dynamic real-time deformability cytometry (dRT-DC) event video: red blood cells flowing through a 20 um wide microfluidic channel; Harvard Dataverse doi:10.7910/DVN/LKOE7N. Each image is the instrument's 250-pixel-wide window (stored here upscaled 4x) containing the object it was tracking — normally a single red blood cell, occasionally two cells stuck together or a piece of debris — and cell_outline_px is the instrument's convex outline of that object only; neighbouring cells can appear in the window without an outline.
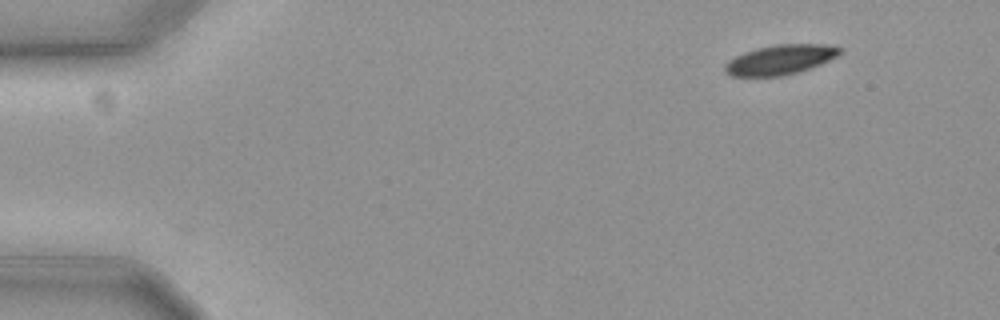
{"species": "common noctule bat (a hibernating species)", "species_latin": "Nyctalus noctula", "temperature_condition": "cold", "stored_images_in_passage": 53, "camera_frame_rate_fps": 3000, "um_per_image_px": 0.085, "animal": {"sex": "female", "body_mass_g": 19.3, "forearm_length_mm": 54.1}, "frame": {"image": 1, "passage_image": 1, "time_ms": 0.0, "image_size_px": [1000, 320], "cell_outline_px": [[844, 48], [836, 56], [812, 68], [800, 72], [784, 76], [732, 76], [724, 72], [724, 64], [736, 56], [744, 52], [756, 48], [776, 44], [824, 44]], "centroid_in_image_um": [66.31, 5.08], "position_along_channel_um": 18.7, "area_um2": 20.0}}
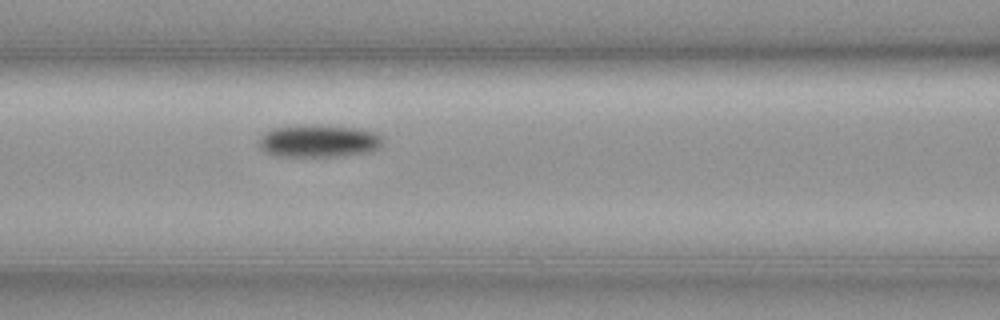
{"frame": {"image": 2, "passage_image": 20, "time_ms": 6.333, "image_size_px": [1000, 320], "cell_outline_px": [[384, 140], [380, 148], [368, 152], [344, 156], [276, 156], [264, 152], [256, 144], [256, 140], [264, 132], [272, 128], [312, 124], [316, 124], [360, 128], [372, 132], [380, 136]], "centroid_in_image_um": [27.04, 11.98], "position_along_channel_um": 139.6, "area_um2": 23.99}}
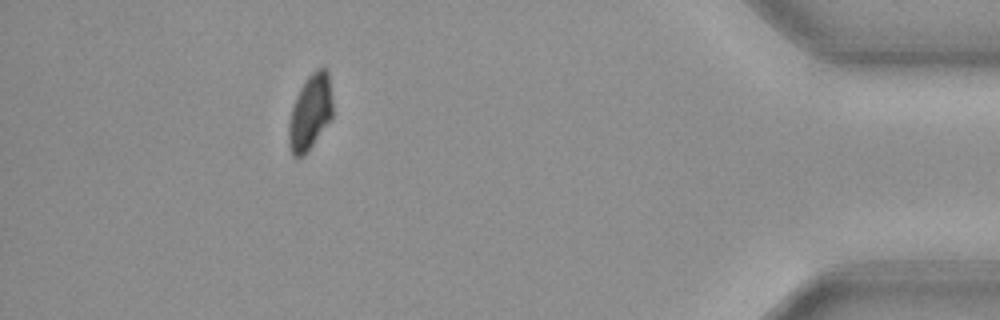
{"frame": {"image": 3, "passage_image": 47, "time_ms": 15.333, "image_size_px": [1000, 320], "cell_outline_px": [[332, 116], [304, 156], [292, 156], [288, 144], [288, 124], [292, 108], [296, 96], [300, 88], [308, 76], [316, 68], [324, 68], [328, 72], [332, 100]], "centroid_in_image_um": [26.34, 9.54], "position_along_channel_um": 408.9, "area_um2": 19.07}, "authors_computed_cell_mechanics": {"area_um2": 22.0218, "velocity_mm_per_s": 3.6115, "shape_relaxation_time_tau1_ms": 4.759, "shape_relaxation_time_tau2_ms": null, "deformation_change_tau1": 0.0947, "deformation_change_tau2": null}}